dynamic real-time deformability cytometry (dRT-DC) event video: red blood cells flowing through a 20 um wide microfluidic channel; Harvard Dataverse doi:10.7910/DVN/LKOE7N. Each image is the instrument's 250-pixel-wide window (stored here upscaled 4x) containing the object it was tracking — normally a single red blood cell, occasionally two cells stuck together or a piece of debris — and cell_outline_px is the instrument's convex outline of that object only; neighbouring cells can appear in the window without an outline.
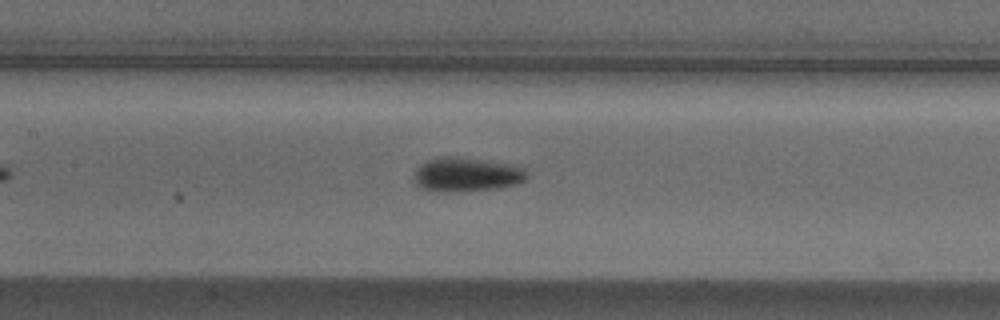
{"species": "Egyptian fruit bat (a non-hibernating species)", "species_latin": "Rousettus aegyptiacus", "temperature_condition": "cold", "stored_images_in_passage": 22, "camera_frame_rate_fps": 3000, "um_per_image_px": 0.085, "animal": {"sex": "male"}, "frame": {"image": 1, "passage_image": 4, "time_ms": 1.0, "image_size_px": [1000, 320], "cell_outline_px": [[528, 176], [524, 180], [516, 184], [496, 188], [448, 192], [444, 192], [420, 188], [416, 184], [416, 172], [420, 164], [428, 160], [440, 156], [456, 156], [508, 164], [524, 168], [528, 172]], "centroid_in_image_um": [39.66, 14.83], "position_along_channel_um": 167.7, "area_um2": 22.14}}
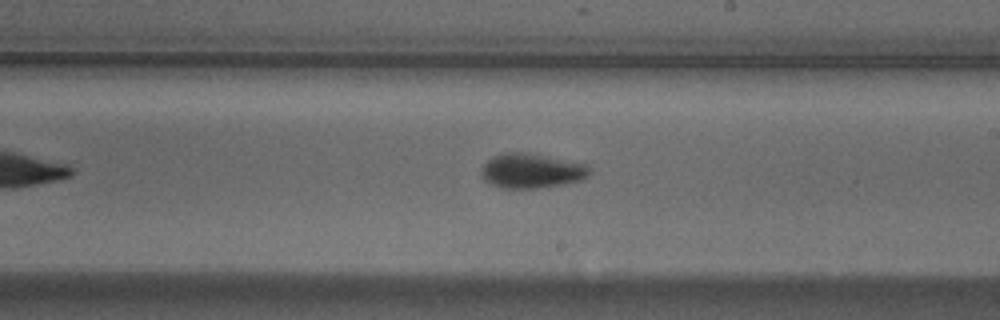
{"frame": {"image": 2, "passage_image": 10, "time_ms": 3.0, "image_size_px": [1000, 320], "cell_outline_px": [[592, 172], [588, 176], [580, 180], [560, 184], [536, 188], [500, 188], [488, 184], [484, 180], [480, 172], [484, 164], [488, 160], [496, 156], [508, 152], [524, 152], [588, 164]], "centroid_in_image_um": [45.17, 14.53], "position_along_channel_um": 243.8, "area_um2": 21.73}}
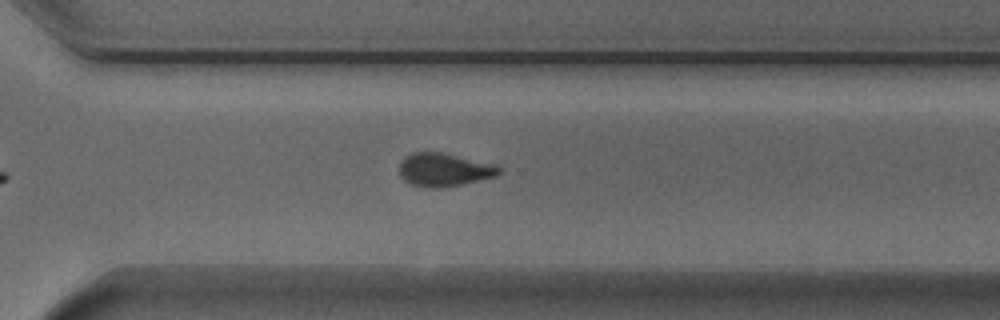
{"frame": {"image": 3, "passage_image": 17, "time_ms": 5.333, "image_size_px": [1000, 320], "cell_outline_px": [[500, 172], [496, 176], [444, 188], [428, 188], [412, 184], [404, 180], [400, 176], [400, 160], [404, 156], [412, 152], [440, 152], [496, 164], [500, 168]], "centroid_in_image_um": [37.72, 14.42], "position_along_channel_um": 332.9, "area_um2": 19.36}}